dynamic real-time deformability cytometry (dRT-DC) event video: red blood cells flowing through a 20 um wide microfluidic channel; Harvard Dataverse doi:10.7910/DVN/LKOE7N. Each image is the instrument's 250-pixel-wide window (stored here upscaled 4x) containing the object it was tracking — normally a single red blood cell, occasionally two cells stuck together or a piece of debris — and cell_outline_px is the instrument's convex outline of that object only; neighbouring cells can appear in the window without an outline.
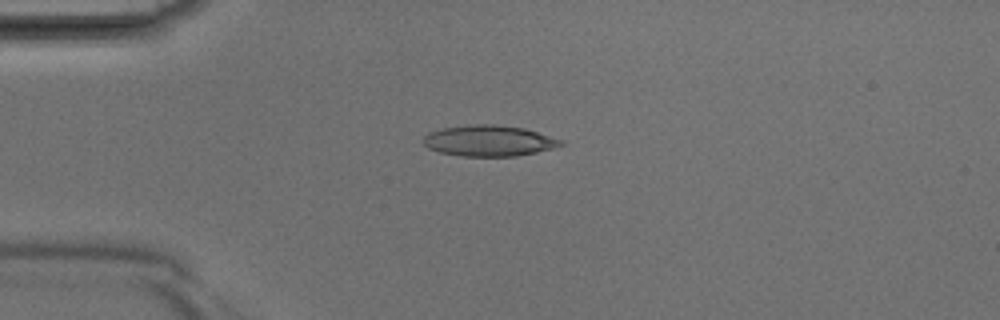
{"species": "Egyptian fruit bat (a non-hibernating species)", "species_latin": "Rousettus aegyptiacus", "temperature_condition": "room temperature", "stored_images_in_passage": 39, "camera_frame_rate_fps": 3000, "um_per_image_px": 0.085, "animal": {"sex": "male"}, "frame": {"image": 1, "passage_image": 9, "time_ms": 2.667, "image_size_px": [1000, 320], "cell_outline_px": [[564, 144], [552, 148], [536, 152], [516, 156], [460, 156], [440, 152], [428, 148], [424, 144], [424, 136], [428, 132], [444, 128], [476, 124], [492, 124], [524, 128], [564, 140]], "centroid_in_image_um": [41.57, 11.97], "position_along_channel_um": 43.4, "area_um2": 24.62}}
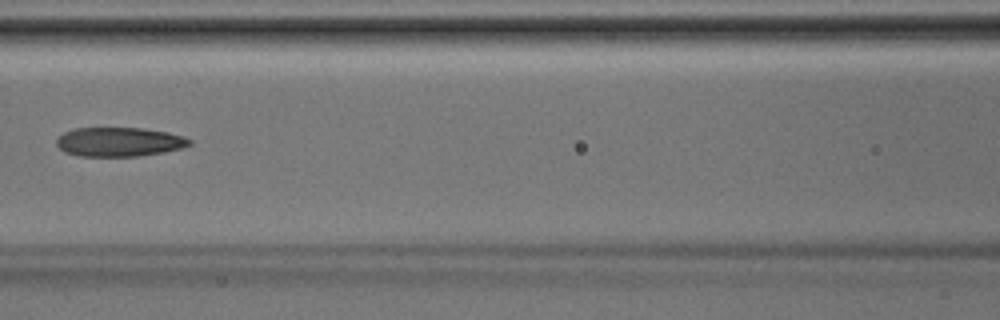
{"frame": {"image": 2, "passage_image": 17, "time_ms": 5.333, "image_size_px": [1000, 320], "cell_outline_px": [[192, 144], [184, 148], [164, 152], [140, 156], [76, 156], [64, 152], [56, 144], [56, 140], [64, 132], [76, 128], [144, 128], [168, 132], [184, 136], [192, 140]], "centroid_in_image_um": [10.17, 12.06], "position_along_channel_um": 156.4, "area_um2": 22.83}}
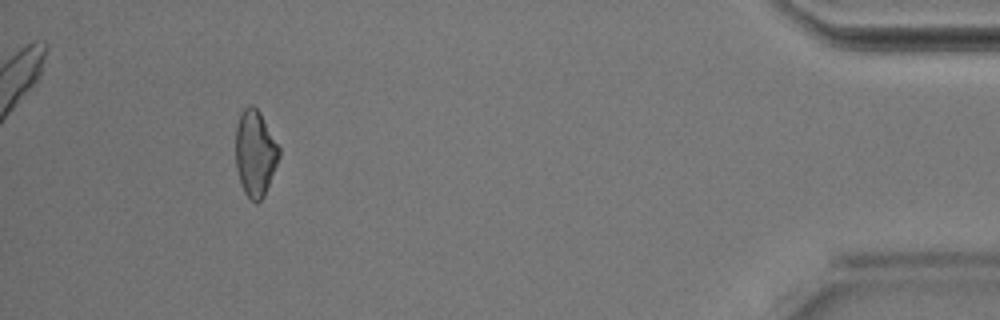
{"frame": {"image": 3, "passage_image": 36, "time_ms": 11.667, "image_size_px": [1000, 320], "cell_outline_px": [[280, 156], [264, 196], [256, 204], [244, 192], [236, 168], [236, 124], [240, 112], [248, 104], [252, 104], [260, 112], [280, 148]], "centroid_in_image_um": [21.68, 12.99], "position_along_channel_um": 413.5, "area_um2": 21.79}}